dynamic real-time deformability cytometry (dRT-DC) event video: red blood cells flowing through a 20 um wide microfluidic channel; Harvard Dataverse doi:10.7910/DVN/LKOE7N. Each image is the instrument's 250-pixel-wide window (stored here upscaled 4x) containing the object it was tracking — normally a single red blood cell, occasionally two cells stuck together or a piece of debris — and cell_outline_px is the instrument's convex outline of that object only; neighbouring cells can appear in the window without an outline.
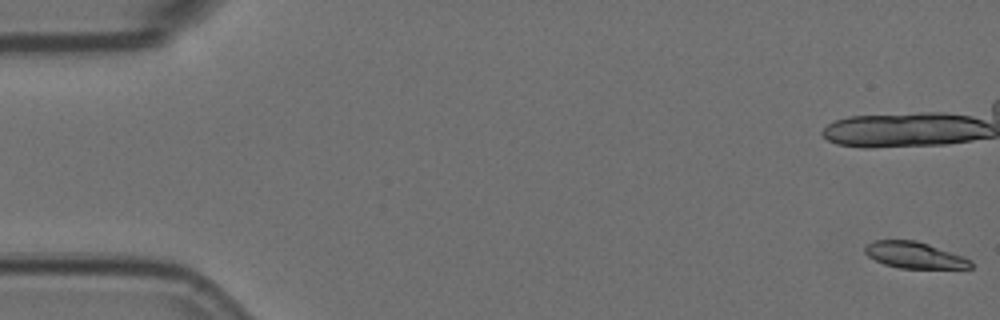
{"species": "Egyptian fruit bat (a non-hibernating species)", "species_latin": "Rousettus aegyptiacus", "temperature_condition": "room temperature", "stored_images_in_passage": 22, "camera_frame_rate_fps": 3000, "um_per_image_px": 0.085, "animal": {"sex": "female"}, "frame": {"image": 1, "passage_image": 1, "time_ms": 0.0, "image_size_px": [1000, 320], "cell_outline_px": [[972, 268], [900, 268], [884, 264], [868, 256], [864, 252], [864, 248], [868, 244], [876, 240], [916, 240], [928, 244], [972, 260]], "centroid_in_image_um": [77.71, 21.69], "position_along_channel_um": 7.3, "area_um2": 16.01}}